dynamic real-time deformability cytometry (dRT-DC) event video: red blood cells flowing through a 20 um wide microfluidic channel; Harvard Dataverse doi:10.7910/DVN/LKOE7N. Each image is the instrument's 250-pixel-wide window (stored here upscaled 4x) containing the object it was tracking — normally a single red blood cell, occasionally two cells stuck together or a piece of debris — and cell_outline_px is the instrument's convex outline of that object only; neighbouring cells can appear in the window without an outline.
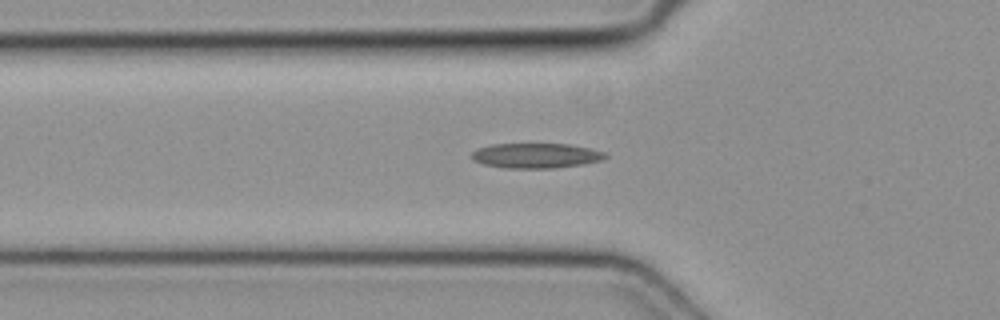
{"species": "common noctule bat (a hibernating species)", "species_latin": "Nyctalus noctula", "temperature_condition": "cold", "stored_images_in_passage": 42, "camera_frame_rate_fps": 3000, "um_per_image_px": 0.085, "animal": {"sex": "female", "body_mass_g": 19.3, "forearm_length_mm": 54.1}, "frame": {"image": 1, "passage_image": 14, "time_ms": 4.333, "image_size_px": [1000, 320], "cell_outline_px": [[608, 156], [600, 160], [584, 164], [552, 168], [504, 168], [484, 164], [472, 160], [472, 152], [480, 148], [492, 144], [568, 144], [608, 152]], "centroid_in_image_um": [45.58, 13.23], "position_along_channel_um": 80.2, "area_um2": 19.36}}
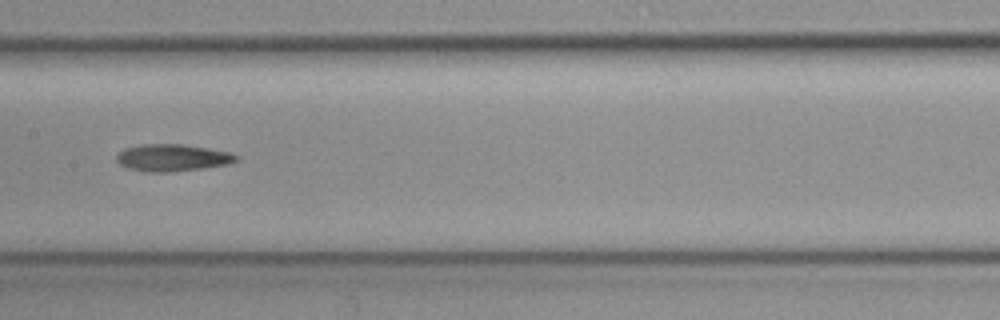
{"frame": {"image": 2, "passage_image": 22, "time_ms": 7.0, "image_size_px": [1000, 320], "cell_outline_px": [[236, 160], [228, 164], [200, 168], [168, 172], [148, 172], [128, 168], [120, 164], [116, 160], [116, 156], [124, 148], [144, 144], [180, 144], [208, 148], [228, 152], [236, 156]], "centroid_in_image_um": [14.59, 13.4], "position_along_channel_um": 192.8, "area_um2": 18.5}}
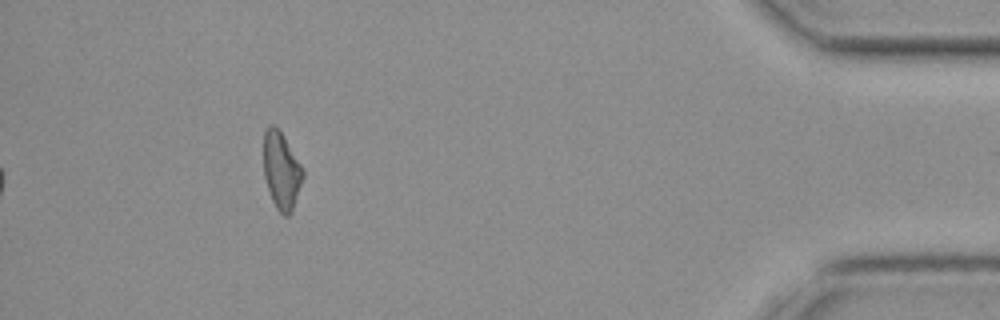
{"frame": {"image": 3, "passage_image": 42, "time_ms": 13.667, "image_size_px": [1000, 320], "cell_outline_px": [[304, 176], [292, 208], [288, 216], [284, 216], [276, 208], [272, 200], [264, 176], [264, 132], [272, 124], [284, 136], [304, 168]], "centroid_in_image_um": [23.93, 14.49], "position_along_channel_um": 411.3, "area_um2": 17.4}}